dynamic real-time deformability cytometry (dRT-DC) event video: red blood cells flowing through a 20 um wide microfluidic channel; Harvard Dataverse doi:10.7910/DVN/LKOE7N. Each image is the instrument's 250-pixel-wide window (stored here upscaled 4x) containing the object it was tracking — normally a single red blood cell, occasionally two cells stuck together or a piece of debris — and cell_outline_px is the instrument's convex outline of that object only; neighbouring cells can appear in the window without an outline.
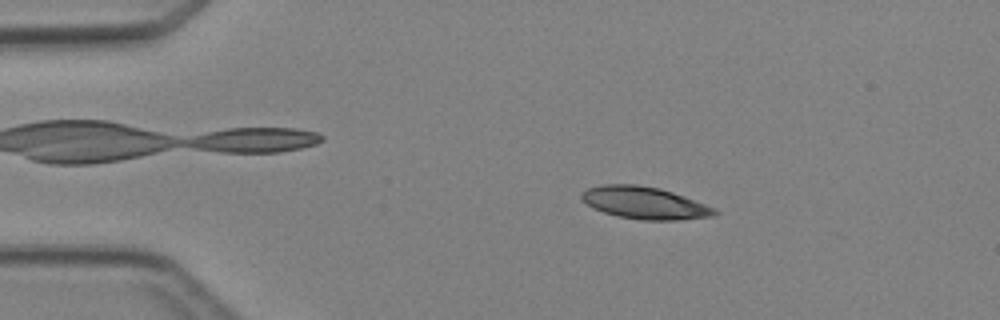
{"species": "Egyptian fruit bat (a non-hibernating species)", "species_latin": "Rousettus aegyptiacus", "temperature_condition": "cold", "stored_images_in_passage": 2, "camera_frame_rate_fps": 3000, "um_per_image_px": 0.085, "animal": {"sex": "female"}, "frame": {"image": 1, "passage_image": 1, "time_ms": 0.0, "image_size_px": [1000, 320], "cell_outline_px": [[720, 212], [712, 216], [676, 220], [644, 220], [616, 216], [604, 212], [580, 200], [580, 192], [588, 188], [604, 184], [636, 184], [660, 188], [684, 196], [716, 208]], "centroid_in_image_um": [54.78, 17.24], "position_along_channel_um": 30.2, "area_um2": 24.97}}